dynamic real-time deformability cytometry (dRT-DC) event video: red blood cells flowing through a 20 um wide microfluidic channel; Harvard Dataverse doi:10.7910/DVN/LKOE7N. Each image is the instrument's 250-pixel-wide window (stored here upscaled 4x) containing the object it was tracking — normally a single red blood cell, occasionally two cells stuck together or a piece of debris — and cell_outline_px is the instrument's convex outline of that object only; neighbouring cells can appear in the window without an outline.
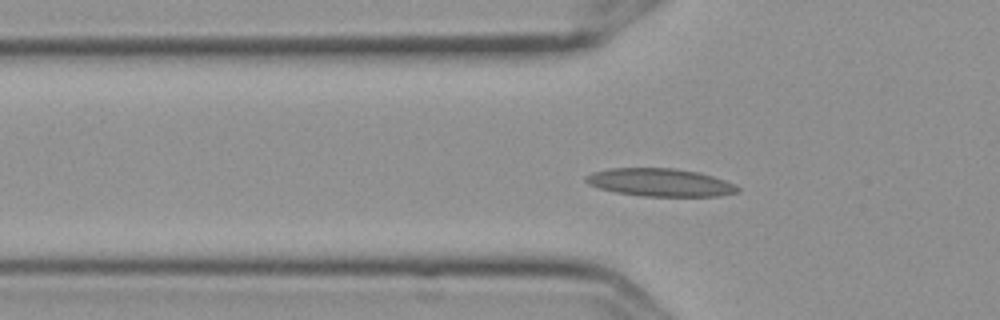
{"species": "Egyptian fruit bat (a non-hibernating species)", "species_latin": "Rousettus aegyptiacus", "temperature_condition": "cold", "stored_images_in_passage": 43, "segment_of_instrument_passage": [1, 2], "camera_frame_rate_fps": 3000, "um_per_image_px": 0.085, "frame": {"image": 1, "passage_image": 4, "time_ms": 1.0, "image_size_px": [1000, 320], "cell_outline_px": [[740, 192], [720, 196], [640, 196], [616, 192], [600, 188], [588, 184], [584, 180], [584, 176], [592, 172], [612, 168], [672, 168], [700, 172], [724, 180], [740, 188]], "centroid_in_image_um": [56.1, 15.51], "position_along_channel_um": 69.7, "area_um2": 24.68}}
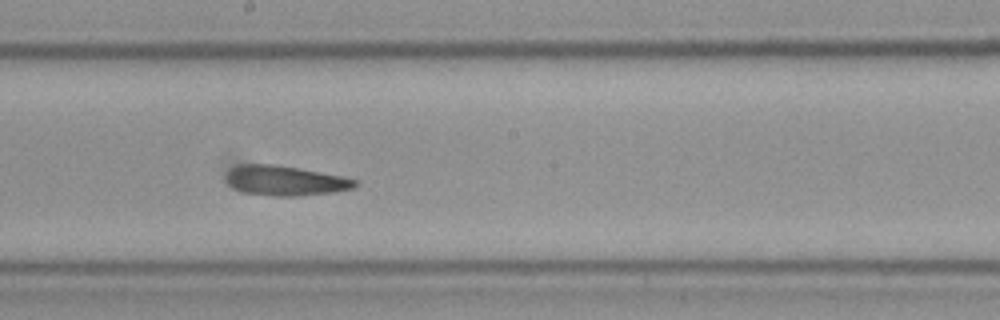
{"frame": {"image": 2, "passage_image": 17, "time_ms": 5.333, "image_size_px": [1000, 320], "cell_outline_px": [[356, 184], [352, 188], [332, 192], [296, 196], [272, 196], [244, 192], [228, 184], [224, 176], [232, 168], [240, 164], [276, 164], [300, 168], [340, 176], [356, 180]], "centroid_in_image_um": [24.19, 15.34], "position_along_channel_um": 224.0, "area_um2": 22.2}}
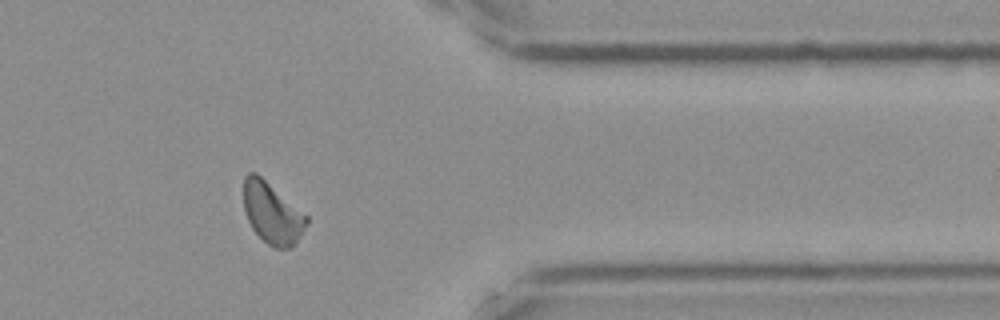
{"frame": {"image": 3, "passage_image": 32, "time_ms": 10.333, "image_size_px": [1000, 320], "cell_outline_px": [[308, 224], [292, 248], [272, 248], [252, 228], [248, 220], [244, 208], [244, 176], [248, 172], [256, 172], [308, 216]], "centroid_in_image_um": [23.14, 18.12], "position_along_channel_um": 388.3, "area_um2": 22.31}}